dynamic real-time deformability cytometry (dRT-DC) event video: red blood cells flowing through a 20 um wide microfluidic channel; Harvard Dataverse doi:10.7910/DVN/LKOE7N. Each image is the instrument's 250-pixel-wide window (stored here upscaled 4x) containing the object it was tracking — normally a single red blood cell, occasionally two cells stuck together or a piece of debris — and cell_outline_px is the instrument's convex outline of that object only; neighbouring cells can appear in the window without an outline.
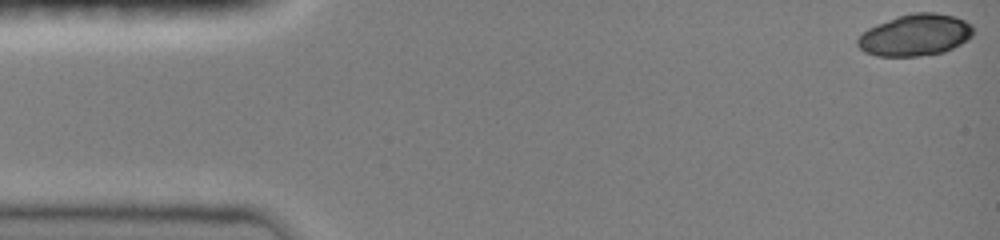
{"species": "common noctule bat (a hibernating species)", "species_latin": "Nyctalus noctula", "temperature_condition": "room temperature", "stored_images_in_passage": 45, "camera_frame_rate_fps": 3000, "um_per_image_px": 0.085, "animal": {"sex": "female", "body_mass_g": 19.0, "forearm_length_mm": 51.5}, "frame": {"image": 1, "passage_image": 1, "time_ms": 0.0, "image_size_px": [1000, 240], "cell_outline_px": [[972, 36], [968, 40], [944, 52], [916, 56], [876, 56], [864, 52], [856, 44], [856, 40], [868, 28], [876, 24], [912, 12], [936, 12], [956, 16], [972, 24]], "centroid_in_image_um": [77.8, 2.97], "position_along_channel_um": 7.2, "area_um2": 28.09}}
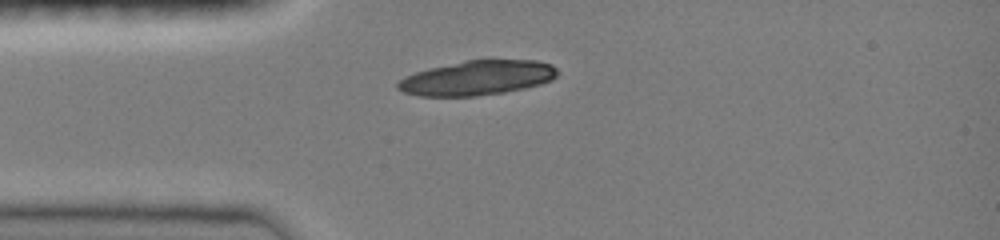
{"frame": {"image": 2, "passage_image": 12, "time_ms": 3.667, "image_size_px": [1000, 240], "cell_outline_px": [[556, 76], [552, 80], [540, 84], [524, 88], [504, 92], [476, 96], [420, 96], [404, 92], [396, 88], [396, 84], [404, 76], [428, 68], [464, 60], [536, 60], [552, 64], [556, 68]], "centroid_in_image_um": [40.55, 6.62], "position_along_channel_um": 44.5, "area_um2": 32.19}}